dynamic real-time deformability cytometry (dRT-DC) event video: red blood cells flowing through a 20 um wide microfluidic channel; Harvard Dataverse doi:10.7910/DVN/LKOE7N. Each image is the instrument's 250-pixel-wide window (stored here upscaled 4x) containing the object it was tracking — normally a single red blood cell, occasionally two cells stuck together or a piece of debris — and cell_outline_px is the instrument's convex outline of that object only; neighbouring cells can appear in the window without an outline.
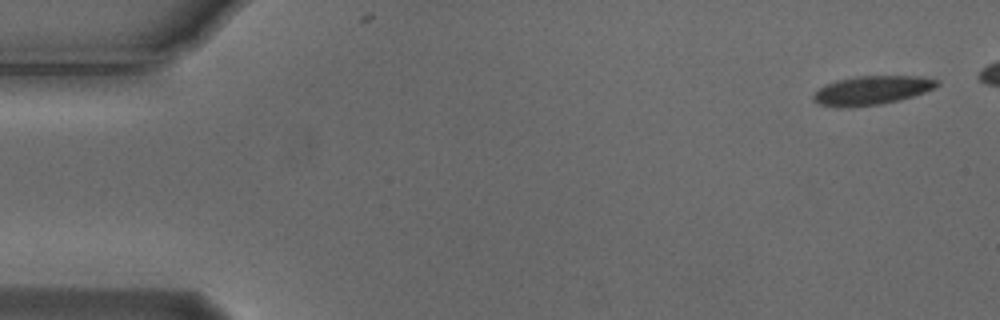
{"species": "Egyptian fruit bat (a non-hibernating species)", "species_latin": "Rousettus aegyptiacus", "temperature_condition": "cold", "stored_images_in_passage": 8, "camera_frame_rate_fps": 3000, "um_per_image_px": 0.085, "animal": {"sex": "male"}, "frame": {"image": 1, "passage_image": 1, "time_ms": 0.0, "image_size_px": [1000, 320], "cell_outline_px": [[940, 84], [924, 92], [900, 100], [880, 104], [848, 108], [836, 108], [816, 104], [812, 100], [812, 96], [820, 88], [836, 80], [856, 76], [920, 76], [940, 80]], "centroid_in_image_um": [74.06, 7.69], "position_along_channel_um": 10.9, "area_um2": 20.98}}
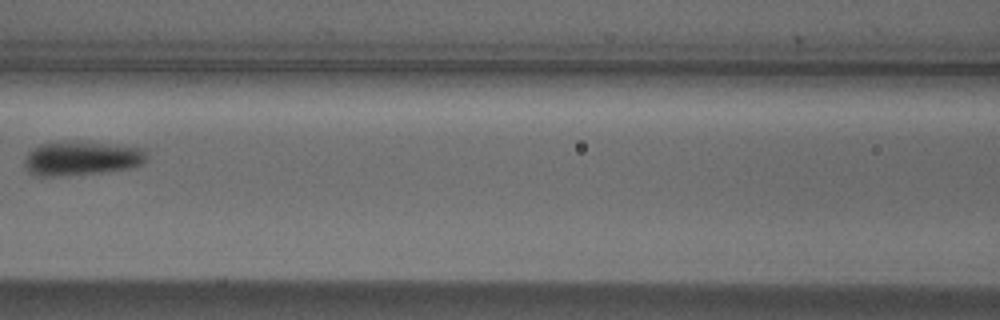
{"frame": {"image": 2, "passage_image": 7, "time_ms": 2.0, "image_size_px": [1000, 320], "cell_outline_px": [[148, 160], [132, 168], [100, 172], [60, 176], [36, 176], [28, 172], [24, 164], [24, 160], [28, 152], [40, 144], [104, 144], [144, 148], [148, 152]], "centroid_in_image_um": [6.96, 13.51], "position_along_channel_um": 159.6, "area_um2": 23.52}}
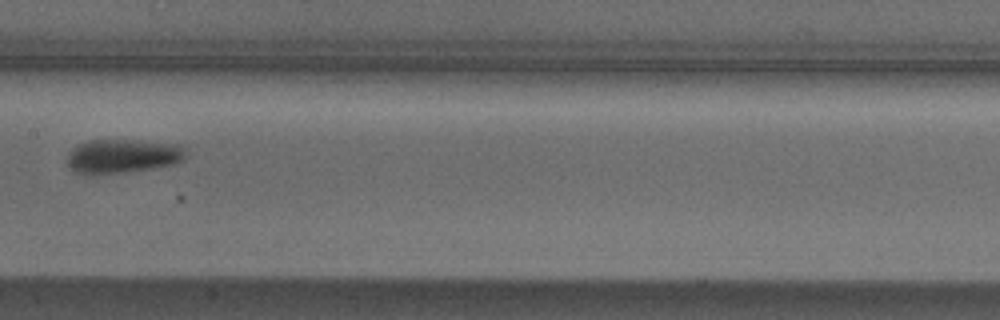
{"frame": {"image": 3, "passage_image": 8, "time_ms": 2.333, "image_size_px": [1000, 320], "cell_outline_px": [[184, 160], [172, 164], [148, 168], [120, 172], [76, 172], [68, 168], [68, 152], [72, 148], [88, 140], [136, 140], [180, 144], [184, 152]], "centroid_in_image_um": [10.41, 13.23], "position_along_channel_um": 197.0, "area_um2": 22.77}}